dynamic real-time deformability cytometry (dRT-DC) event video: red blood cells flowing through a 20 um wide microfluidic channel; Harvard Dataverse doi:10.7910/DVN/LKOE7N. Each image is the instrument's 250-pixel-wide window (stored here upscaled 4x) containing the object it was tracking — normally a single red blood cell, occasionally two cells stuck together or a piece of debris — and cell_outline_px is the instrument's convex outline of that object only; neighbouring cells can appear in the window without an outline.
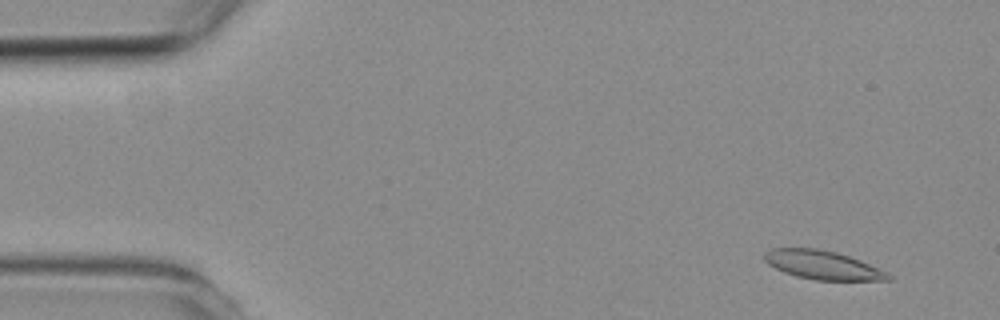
{"species": "common noctule bat (a hibernating species)", "species_latin": "Nyctalus noctula", "temperature_condition": "room temperature", "stored_images_in_passage": 3, "camera_frame_rate_fps": 3000, "um_per_image_px": 0.085, "animal": {"sex": "female", "body_mass_g": 19.3, "forearm_length_mm": 54.1}, "frame": {"image": 1, "passage_image": 1, "time_ms": 0.0, "image_size_px": [1000, 320], "cell_outline_px": [[892, 280], [816, 280], [796, 276], [784, 272], [768, 264], [764, 260], [764, 252], [772, 248], [816, 248], [836, 252], [860, 260], [892, 276]], "centroid_in_image_um": [69.87, 22.52], "position_along_channel_um": 15.1, "area_um2": 20.46}}